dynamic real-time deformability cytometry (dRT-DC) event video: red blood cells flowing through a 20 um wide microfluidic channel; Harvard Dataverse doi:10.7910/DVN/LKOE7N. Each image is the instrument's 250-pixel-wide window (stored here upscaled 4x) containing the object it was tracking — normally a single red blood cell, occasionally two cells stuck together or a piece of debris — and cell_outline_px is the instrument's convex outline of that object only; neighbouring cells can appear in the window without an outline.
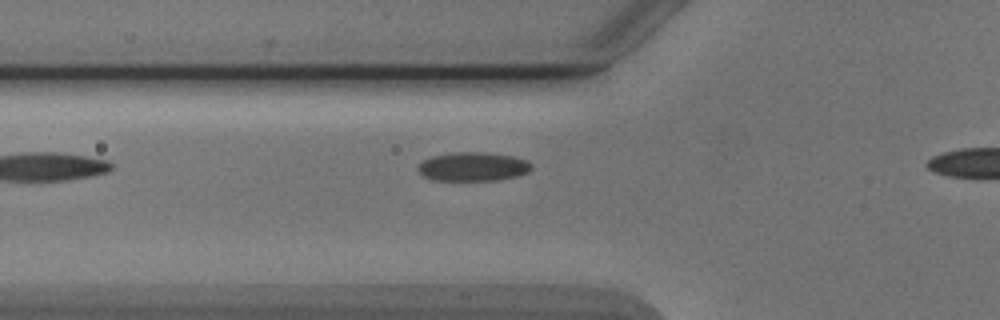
{"species": "Egyptian fruit bat (a non-hibernating species)", "species_latin": "Rousettus aegyptiacus", "temperature_condition": "cold", "stored_images_in_passage": 8, "segment_of_instrument_passage": [1, 2], "camera_frame_rate_fps": 3000, "um_per_image_px": 0.085, "animal": {"sex": "male"}, "frame": {"image": 1, "passage_image": 7, "time_ms": 8.0, "image_size_px": [1000, 320], "cell_outline_px": [[532, 168], [528, 172], [516, 176], [496, 180], [432, 180], [424, 176], [416, 168], [424, 160], [432, 156], [456, 152], [484, 152], [512, 156], [528, 160], [532, 164]], "centroid_in_image_um": [40.22, 14.16], "position_along_channel_um": 85.6, "area_um2": 19.02}}